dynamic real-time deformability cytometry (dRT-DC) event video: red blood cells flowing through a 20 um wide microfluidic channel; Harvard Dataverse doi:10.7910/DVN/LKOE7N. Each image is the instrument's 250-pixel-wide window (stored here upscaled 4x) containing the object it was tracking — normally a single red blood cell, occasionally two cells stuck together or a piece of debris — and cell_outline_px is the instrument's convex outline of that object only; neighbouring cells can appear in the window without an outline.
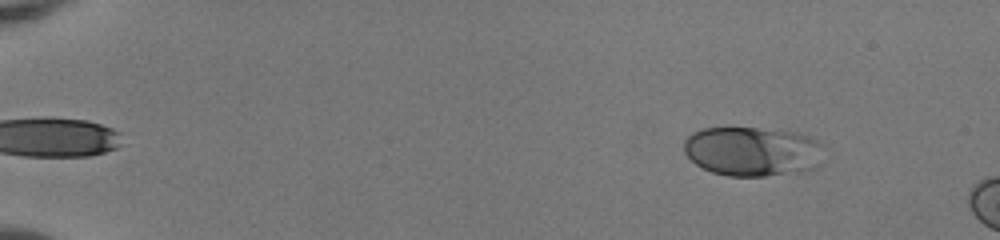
{"species": "human", "species_latin": "Homo sapiens", "temperature_condition": "room temperature", "stored_images_in_passage": 12, "camera_frame_rate_fps": 3000, "um_per_image_px": 0.085, "donor": {"sex": "female"}, "frame": {"image": 1, "passage_image": 3, "time_ms": 0.667, "image_size_px": [1000, 240], "cell_outline_px": [[820, 164], [816, 168], [800, 172], [764, 176], [728, 176], [712, 172], [696, 164], [684, 152], [684, 140], [692, 132], [700, 128], [756, 128], [800, 132], [816, 140], [820, 144]], "centroid_in_image_um": [63.94, 12.86], "position_along_channel_um": 21.1, "area_um2": 40.4}}